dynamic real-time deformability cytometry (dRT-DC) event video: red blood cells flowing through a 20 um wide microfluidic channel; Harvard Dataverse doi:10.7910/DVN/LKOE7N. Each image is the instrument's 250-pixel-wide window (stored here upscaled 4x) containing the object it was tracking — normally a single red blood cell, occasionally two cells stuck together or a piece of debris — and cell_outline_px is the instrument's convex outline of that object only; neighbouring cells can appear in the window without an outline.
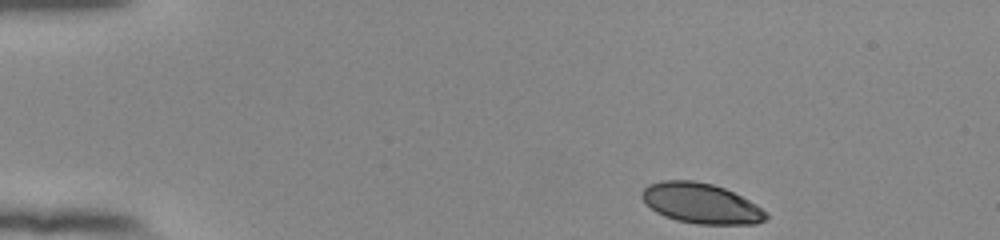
{"species": "human", "species_latin": "Homo sapiens", "temperature_condition": "room temperature", "stored_images_in_passage": 46, "camera_frame_rate_fps": 3000, "um_per_image_px": 0.085, "donor": {"sex": "female"}, "frame": {"image": 1, "passage_image": 1, "time_ms": 0.0, "image_size_px": [1000, 240], "cell_outline_px": [[768, 220], [756, 224], [696, 224], [676, 220], [664, 216], [656, 212], [640, 196], [640, 192], [648, 184], [660, 180], [692, 180], [712, 184], [724, 188], [756, 204], [768, 212]], "centroid_in_image_um": [59.6, 17.29], "position_along_channel_um": 25.4, "area_um2": 29.25}}
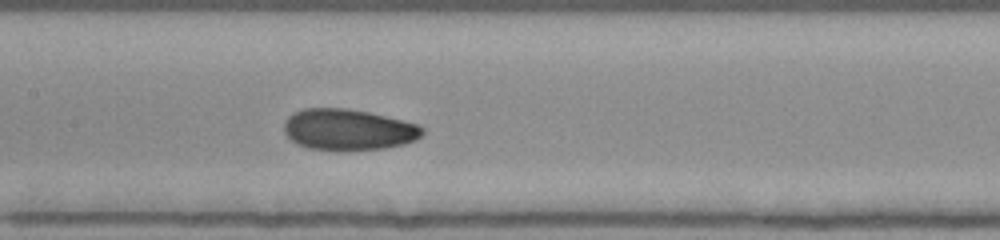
{"frame": {"image": 2, "passage_image": 20, "time_ms": 6.333, "image_size_px": [1000, 240], "cell_outline_px": [[424, 132], [416, 140], [404, 144], [384, 148], [308, 148], [296, 144], [284, 132], [284, 120], [292, 112], [304, 108], [348, 108], [368, 112], [404, 120], [420, 124], [424, 128]], "centroid_in_image_um": [29.61, 10.97], "position_along_channel_um": 177.8, "area_um2": 32.77}}
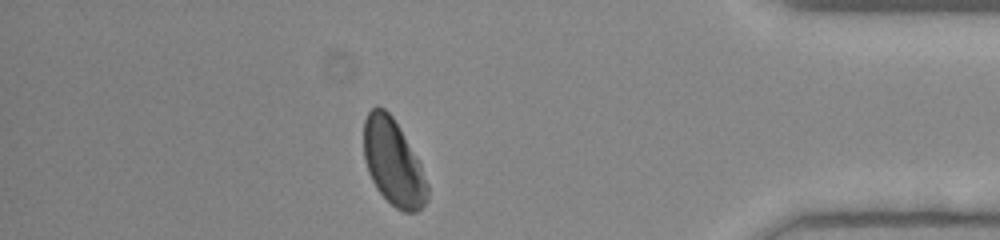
{"frame": {"image": 3, "passage_image": 40, "time_ms": 13.0, "image_size_px": [1000, 240], "cell_outline_px": [[428, 200], [416, 212], [404, 212], [396, 208], [376, 188], [368, 172], [364, 160], [364, 120], [368, 112], [372, 108], [384, 108], [392, 116], [416, 156], [420, 164], [428, 184]], "centroid_in_image_um": [33.42, 13.83], "position_along_channel_um": 401.8, "area_um2": 31.56}, "authors_computed_cell_mechanics": {"area_um2": 32.2235, "velocity_mm_per_s": 3.853, "shape_relaxation_time_tau1_ms": 4.7734, "shape_relaxation_time_tau2_ms": 1.4585, "deformation_change_tau1": 0.146, "deformation_change_tau2": 0.0609}}